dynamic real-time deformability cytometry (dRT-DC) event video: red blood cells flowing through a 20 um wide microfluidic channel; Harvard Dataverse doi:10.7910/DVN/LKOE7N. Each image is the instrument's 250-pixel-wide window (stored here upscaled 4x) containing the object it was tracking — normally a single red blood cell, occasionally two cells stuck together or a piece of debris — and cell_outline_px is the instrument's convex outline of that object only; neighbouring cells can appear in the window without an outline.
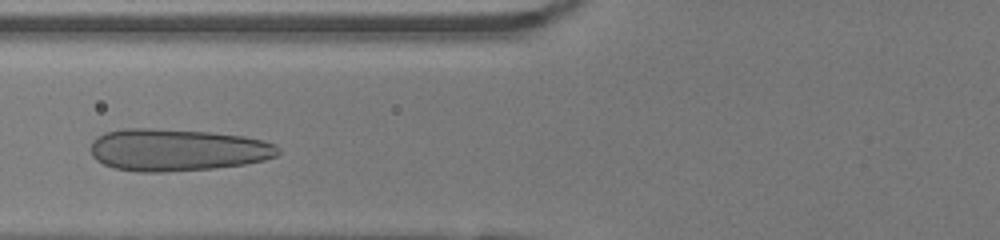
{"species": "human", "species_latin": "Homo sapiens", "temperature_condition": "room temperature", "stored_images_in_passage": 33, "camera_frame_rate_fps": 3000, "um_per_image_px": 0.085, "donor": {"sex": "female"}, "frame": {"image": 1, "passage_image": 11, "time_ms": 3.333, "image_size_px": [1000, 240], "cell_outline_px": [[280, 152], [276, 156], [264, 160], [244, 164], [216, 168], [164, 172], [136, 172], [112, 168], [96, 160], [92, 156], [92, 140], [96, 136], [104, 132], [124, 128], [148, 128], [208, 132], [244, 136], [276, 144], [280, 148]], "centroid_in_image_um": [15.03, 12.75], "position_along_channel_um": 110.8, "area_um2": 46.3}}
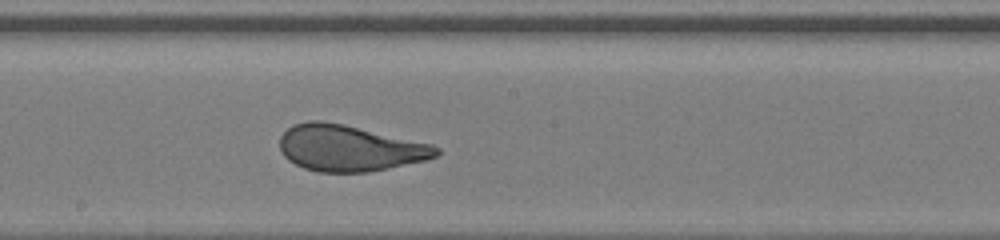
{"frame": {"image": 2, "passage_image": 19, "time_ms": 6.0, "image_size_px": [1000, 240], "cell_outline_px": [[440, 152], [436, 156], [424, 160], [388, 168], [368, 172], [316, 172], [304, 168], [288, 160], [284, 156], [280, 148], [280, 136], [292, 124], [308, 120], [320, 120], [344, 124], [432, 144], [440, 148]], "centroid_in_image_um": [29.67, 12.58], "position_along_channel_um": 218.5, "area_um2": 42.08}}
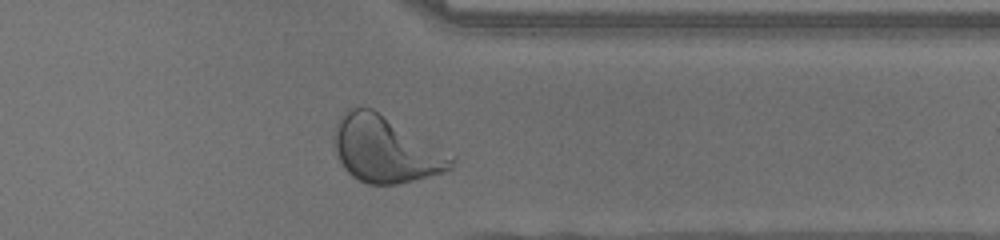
{"frame": {"image": 3, "passage_image": 31, "time_ms": 10.0, "image_size_px": [1000, 240], "cell_outline_px": [[456, 160], [452, 168], [444, 172], [396, 184], [368, 184], [352, 176], [344, 168], [336, 152], [332, 140], [340, 116], [344, 108], [372, 108], [456, 156]], "centroid_in_image_um": [32.77, 12.69], "position_along_channel_um": 378.6, "area_um2": 45.14}, "authors_computed_cell_mechanics": {"area_um2": 42.5408, "velocity_mm_per_s": 4.0293, "shape_relaxation_time_tau1_ms": 4.2214, "shape_relaxation_time_tau2_ms": null, "deformation_change_tau1": 0.21, "deformation_change_tau2": null}}